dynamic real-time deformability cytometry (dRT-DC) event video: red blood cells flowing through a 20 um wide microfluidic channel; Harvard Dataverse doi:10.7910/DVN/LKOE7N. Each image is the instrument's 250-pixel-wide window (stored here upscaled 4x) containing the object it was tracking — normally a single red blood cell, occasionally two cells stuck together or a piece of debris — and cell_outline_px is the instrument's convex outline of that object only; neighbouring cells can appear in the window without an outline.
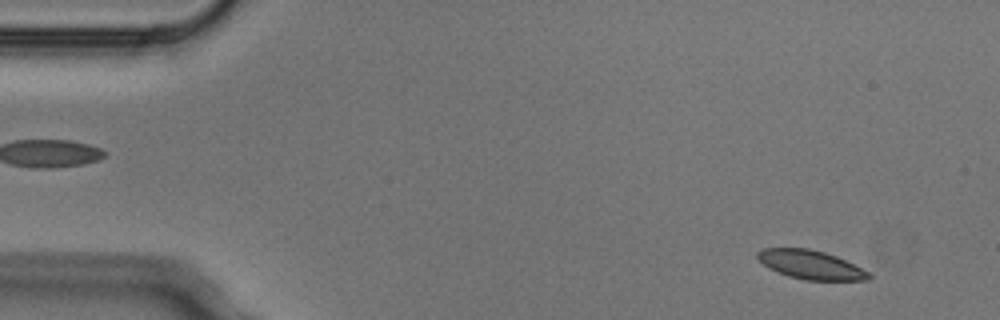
{"species": "Egyptian fruit bat (a non-hibernating species)", "species_latin": "Rousettus aegyptiacus", "temperature_condition": "cold", "stored_images_in_passage": 5, "camera_frame_rate_fps": 3000, "um_per_image_px": 0.085, "animal": {"sex": "male"}, "frame": {"image": 1, "passage_image": 1, "time_ms": 0.0, "image_size_px": [1000, 320], "cell_outline_px": [[872, 276], [868, 280], [804, 280], [788, 276], [768, 268], [756, 256], [756, 252], [764, 248], [808, 248], [824, 252], [836, 256], [868, 272]], "centroid_in_image_um": [68.87, 22.5], "position_along_channel_um": 16.1, "area_um2": 18.5}}